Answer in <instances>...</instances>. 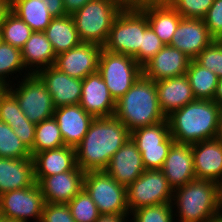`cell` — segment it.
I'll list each match as a JSON object with an SVG mask.
<instances>
[{
    "mask_svg": "<svg viewBox=\"0 0 222 222\" xmlns=\"http://www.w3.org/2000/svg\"><path fill=\"white\" fill-rule=\"evenodd\" d=\"M22 77L21 81L20 78L17 81L19 83H16L17 86H15L14 82V87L11 84L7 89L17 99L25 117L35 125L52 118L55 106L45 83L37 74H30L28 76L23 74Z\"/></svg>",
    "mask_w": 222,
    "mask_h": 222,
    "instance_id": "52a82bcc",
    "label": "cell"
},
{
    "mask_svg": "<svg viewBox=\"0 0 222 222\" xmlns=\"http://www.w3.org/2000/svg\"><path fill=\"white\" fill-rule=\"evenodd\" d=\"M34 31L15 13L9 10L0 24V35L3 42L20 50Z\"/></svg>",
    "mask_w": 222,
    "mask_h": 222,
    "instance_id": "4dcf8cb0",
    "label": "cell"
},
{
    "mask_svg": "<svg viewBox=\"0 0 222 222\" xmlns=\"http://www.w3.org/2000/svg\"><path fill=\"white\" fill-rule=\"evenodd\" d=\"M148 26L146 15L130 1L114 20L103 48L135 59L139 55L143 34Z\"/></svg>",
    "mask_w": 222,
    "mask_h": 222,
    "instance_id": "8992f818",
    "label": "cell"
},
{
    "mask_svg": "<svg viewBox=\"0 0 222 222\" xmlns=\"http://www.w3.org/2000/svg\"><path fill=\"white\" fill-rule=\"evenodd\" d=\"M22 61L30 74H37L46 67L53 66L56 54L45 32L34 31L21 49ZM29 69V70H28Z\"/></svg>",
    "mask_w": 222,
    "mask_h": 222,
    "instance_id": "4316f807",
    "label": "cell"
},
{
    "mask_svg": "<svg viewBox=\"0 0 222 222\" xmlns=\"http://www.w3.org/2000/svg\"><path fill=\"white\" fill-rule=\"evenodd\" d=\"M85 172L79 167L72 171L46 176L35 177L41 193L47 203L67 204L83 188Z\"/></svg>",
    "mask_w": 222,
    "mask_h": 222,
    "instance_id": "5bb4252c",
    "label": "cell"
},
{
    "mask_svg": "<svg viewBox=\"0 0 222 222\" xmlns=\"http://www.w3.org/2000/svg\"><path fill=\"white\" fill-rule=\"evenodd\" d=\"M129 138L131 132L117 117L94 118L75 148L77 166L84 172L105 170Z\"/></svg>",
    "mask_w": 222,
    "mask_h": 222,
    "instance_id": "6da1fadb",
    "label": "cell"
},
{
    "mask_svg": "<svg viewBox=\"0 0 222 222\" xmlns=\"http://www.w3.org/2000/svg\"><path fill=\"white\" fill-rule=\"evenodd\" d=\"M184 18L203 19L215 0H167Z\"/></svg>",
    "mask_w": 222,
    "mask_h": 222,
    "instance_id": "74e56055",
    "label": "cell"
},
{
    "mask_svg": "<svg viewBox=\"0 0 222 222\" xmlns=\"http://www.w3.org/2000/svg\"><path fill=\"white\" fill-rule=\"evenodd\" d=\"M164 46V43L149 25L144 31L142 46L139 49V55L135 58L136 62L143 67Z\"/></svg>",
    "mask_w": 222,
    "mask_h": 222,
    "instance_id": "f35d334b",
    "label": "cell"
},
{
    "mask_svg": "<svg viewBox=\"0 0 222 222\" xmlns=\"http://www.w3.org/2000/svg\"><path fill=\"white\" fill-rule=\"evenodd\" d=\"M10 10L33 31L44 32L54 18L38 0H10Z\"/></svg>",
    "mask_w": 222,
    "mask_h": 222,
    "instance_id": "f1b7e54d",
    "label": "cell"
},
{
    "mask_svg": "<svg viewBox=\"0 0 222 222\" xmlns=\"http://www.w3.org/2000/svg\"><path fill=\"white\" fill-rule=\"evenodd\" d=\"M64 140L54 117L36 124L35 139L31 156L45 150L63 147Z\"/></svg>",
    "mask_w": 222,
    "mask_h": 222,
    "instance_id": "1f68e13d",
    "label": "cell"
},
{
    "mask_svg": "<svg viewBox=\"0 0 222 222\" xmlns=\"http://www.w3.org/2000/svg\"><path fill=\"white\" fill-rule=\"evenodd\" d=\"M10 10V0H0V24L5 14Z\"/></svg>",
    "mask_w": 222,
    "mask_h": 222,
    "instance_id": "681fc988",
    "label": "cell"
},
{
    "mask_svg": "<svg viewBox=\"0 0 222 222\" xmlns=\"http://www.w3.org/2000/svg\"><path fill=\"white\" fill-rule=\"evenodd\" d=\"M7 90V86L0 81V96Z\"/></svg>",
    "mask_w": 222,
    "mask_h": 222,
    "instance_id": "816d5d0a",
    "label": "cell"
},
{
    "mask_svg": "<svg viewBox=\"0 0 222 222\" xmlns=\"http://www.w3.org/2000/svg\"><path fill=\"white\" fill-rule=\"evenodd\" d=\"M83 188L100 214H129L126 186L119 184L105 170L85 172Z\"/></svg>",
    "mask_w": 222,
    "mask_h": 222,
    "instance_id": "9c48e42d",
    "label": "cell"
},
{
    "mask_svg": "<svg viewBox=\"0 0 222 222\" xmlns=\"http://www.w3.org/2000/svg\"><path fill=\"white\" fill-rule=\"evenodd\" d=\"M190 58L171 45H165L143 67V75L154 82L186 74Z\"/></svg>",
    "mask_w": 222,
    "mask_h": 222,
    "instance_id": "d6986e66",
    "label": "cell"
},
{
    "mask_svg": "<svg viewBox=\"0 0 222 222\" xmlns=\"http://www.w3.org/2000/svg\"><path fill=\"white\" fill-rule=\"evenodd\" d=\"M191 146L196 179L222 180V142L214 138Z\"/></svg>",
    "mask_w": 222,
    "mask_h": 222,
    "instance_id": "603a6c76",
    "label": "cell"
},
{
    "mask_svg": "<svg viewBox=\"0 0 222 222\" xmlns=\"http://www.w3.org/2000/svg\"><path fill=\"white\" fill-rule=\"evenodd\" d=\"M214 40L222 39V0H215L203 18Z\"/></svg>",
    "mask_w": 222,
    "mask_h": 222,
    "instance_id": "60d3db41",
    "label": "cell"
},
{
    "mask_svg": "<svg viewBox=\"0 0 222 222\" xmlns=\"http://www.w3.org/2000/svg\"><path fill=\"white\" fill-rule=\"evenodd\" d=\"M102 46L82 42L69 51L56 56L54 66L70 77L85 79L89 74L98 71V60Z\"/></svg>",
    "mask_w": 222,
    "mask_h": 222,
    "instance_id": "4fadbf2b",
    "label": "cell"
},
{
    "mask_svg": "<svg viewBox=\"0 0 222 222\" xmlns=\"http://www.w3.org/2000/svg\"><path fill=\"white\" fill-rule=\"evenodd\" d=\"M216 186H217L218 215L222 216V180L217 181Z\"/></svg>",
    "mask_w": 222,
    "mask_h": 222,
    "instance_id": "c3c4849f",
    "label": "cell"
},
{
    "mask_svg": "<svg viewBox=\"0 0 222 222\" xmlns=\"http://www.w3.org/2000/svg\"><path fill=\"white\" fill-rule=\"evenodd\" d=\"M213 40L203 19L182 17L170 45L194 60Z\"/></svg>",
    "mask_w": 222,
    "mask_h": 222,
    "instance_id": "e0dca14e",
    "label": "cell"
},
{
    "mask_svg": "<svg viewBox=\"0 0 222 222\" xmlns=\"http://www.w3.org/2000/svg\"><path fill=\"white\" fill-rule=\"evenodd\" d=\"M37 75L45 83L48 92L51 94L55 108L80 104L81 79L70 77L54 65L40 70Z\"/></svg>",
    "mask_w": 222,
    "mask_h": 222,
    "instance_id": "ac0fdd59",
    "label": "cell"
},
{
    "mask_svg": "<svg viewBox=\"0 0 222 222\" xmlns=\"http://www.w3.org/2000/svg\"><path fill=\"white\" fill-rule=\"evenodd\" d=\"M128 216L130 214H101L95 222H127Z\"/></svg>",
    "mask_w": 222,
    "mask_h": 222,
    "instance_id": "bcb514c9",
    "label": "cell"
},
{
    "mask_svg": "<svg viewBox=\"0 0 222 222\" xmlns=\"http://www.w3.org/2000/svg\"><path fill=\"white\" fill-rule=\"evenodd\" d=\"M1 222H19V221L2 217Z\"/></svg>",
    "mask_w": 222,
    "mask_h": 222,
    "instance_id": "f5cc1de1",
    "label": "cell"
},
{
    "mask_svg": "<svg viewBox=\"0 0 222 222\" xmlns=\"http://www.w3.org/2000/svg\"><path fill=\"white\" fill-rule=\"evenodd\" d=\"M44 32L56 56L82 43L72 15L53 18Z\"/></svg>",
    "mask_w": 222,
    "mask_h": 222,
    "instance_id": "83f0119b",
    "label": "cell"
},
{
    "mask_svg": "<svg viewBox=\"0 0 222 222\" xmlns=\"http://www.w3.org/2000/svg\"><path fill=\"white\" fill-rule=\"evenodd\" d=\"M114 116L130 132L166 120L159 106L156 83L142 74L133 86L116 101Z\"/></svg>",
    "mask_w": 222,
    "mask_h": 222,
    "instance_id": "3957f363",
    "label": "cell"
},
{
    "mask_svg": "<svg viewBox=\"0 0 222 222\" xmlns=\"http://www.w3.org/2000/svg\"><path fill=\"white\" fill-rule=\"evenodd\" d=\"M32 159L35 177L51 176L78 167L75 148L70 146L38 152L32 156Z\"/></svg>",
    "mask_w": 222,
    "mask_h": 222,
    "instance_id": "484cf974",
    "label": "cell"
},
{
    "mask_svg": "<svg viewBox=\"0 0 222 222\" xmlns=\"http://www.w3.org/2000/svg\"><path fill=\"white\" fill-rule=\"evenodd\" d=\"M214 102L222 109V77L218 79V85L214 95Z\"/></svg>",
    "mask_w": 222,
    "mask_h": 222,
    "instance_id": "7dc6e473",
    "label": "cell"
},
{
    "mask_svg": "<svg viewBox=\"0 0 222 222\" xmlns=\"http://www.w3.org/2000/svg\"><path fill=\"white\" fill-rule=\"evenodd\" d=\"M222 109L214 100L195 99L166 117L170 135L176 143L193 145L214 139Z\"/></svg>",
    "mask_w": 222,
    "mask_h": 222,
    "instance_id": "7a4b0ae2",
    "label": "cell"
},
{
    "mask_svg": "<svg viewBox=\"0 0 222 222\" xmlns=\"http://www.w3.org/2000/svg\"><path fill=\"white\" fill-rule=\"evenodd\" d=\"M45 4L49 13L55 17H63L68 15L65 11L63 0H38Z\"/></svg>",
    "mask_w": 222,
    "mask_h": 222,
    "instance_id": "ee69618b",
    "label": "cell"
},
{
    "mask_svg": "<svg viewBox=\"0 0 222 222\" xmlns=\"http://www.w3.org/2000/svg\"><path fill=\"white\" fill-rule=\"evenodd\" d=\"M160 170L173 191L195 180L192 146L174 142Z\"/></svg>",
    "mask_w": 222,
    "mask_h": 222,
    "instance_id": "ffe728a7",
    "label": "cell"
},
{
    "mask_svg": "<svg viewBox=\"0 0 222 222\" xmlns=\"http://www.w3.org/2000/svg\"><path fill=\"white\" fill-rule=\"evenodd\" d=\"M53 117L57 121L64 145L74 148L83 140L94 119L79 104L57 107Z\"/></svg>",
    "mask_w": 222,
    "mask_h": 222,
    "instance_id": "7402d4cb",
    "label": "cell"
},
{
    "mask_svg": "<svg viewBox=\"0 0 222 222\" xmlns=\"http://www.w3.org/2000/svg\"><path fill=\"white\" fill-rule=\"evenodd\" d=\"M7 124L30 151L34 145L36 125L30 122L27 118L9 120Z\"/></svg>",
    "mask_w": 222,
    "mask_h": 222,
    "instance_id": "b9f144b4",
    "label": "cell"
},
{
    "mask_svg": "<svg viewBox=\"0 0 222 222\" xmlns=\"http://www.w3.org/2000/svg\"><path fill=\"white\" fill-rule=\"evenodd\" d=\"M131 0H91L72 14L82 42L104 46L121 10Z\"/></svg>",
    "mask_w": 222,
    "mask_h": 222,
    "instance_id": "5b68a950",
    "label": "cell"
},
{
    "mask_svg": "<svg viewBox=\"0 0 222 222\" xmlns=\"http://www.w3.org/2000/svg\"><path fill=\"white\" fill-rule=\"evenodd\" d=\"M79 105L94 118L114 116L116 102L98 71L82 80Z\"/></svg>",
    "mask_w": 222,
    "mask_h": 222,
    "instance_id": "2e32d148",
    "label": "cell"
},
{
    "mask_svg": "<svg viewBox=\"0 0 222 222\" xmlns=\"http://www.w3.org/2000/svg\"><path fill=\"white\" fill-rule=\"evenodd\" d=\"M131 139L141 153L145 170H160L170 147L175 142L170 135L167 119L155 125L133 130Z\"/></svg>",
    "mask_w": 222,
    "mask_h": 222,
    "instance_id": "8fae6325",
    "label": "cell"
},
{
    "mask_svg": "<svg viewBox=\"0 0 222 222\" xmlns=\"http://www.w3.org/2000/svg\"><path fill=\"white\" fill-rule=\"evenodd\" d=\"M129 214L151 205L172 203L173 189L161 170H145L126 187Z\"/></svg>",
    "mask_w": 222,
    "mask_h": 222,
    "instance_id": "30bf717a",
    "label": "cell"
},
{
    "mask_svg": "<svg viewBox=\"0 0 222 222\" xmlns=\"http://www.w3.org/2000/svg\"><path fill=\"white\" fill-rule=\"evenodd\" d=\"M36 183L32 158L0 157V195Z\"/></svg>",
    "mask_w": 222,
    "mask_h": 222,
    "instance_id": "d4e9b609",
    "label": "cell"
},
{
    "mask_svg": "<svg viewBox=\"0 0 222 222\" xmlns=\"http://www.w3.org/2000/svg\"><path fill=\"white\" fill-rule=\"evenodd\" d=\"M67 205L75 222H95L101 215L84 188Z\"/></svg>",
    "mask_w": 222,
    "mask_h": 222,
    "instance_id": "e575fe53",
    "label": "cell"
},
{
    "mask_svg": "<svg viewBox=\"0 0 222 222\" xmlns=\"http://www.w3.org/2000/svg\"><path fill=\"white\" fill-rule=\"evenodd\" d=\"M25 70V72L23 71ZM24 72L25 76L30 75L29 72L26 73V68L22 61V54L19 48L13 47L9 43L0 41V81L4 83L7 87L13 84L10 81L9 75L12 76L14 73ZM9 81H8V78ZM7 78V79H6Z\"/></svg>",
    "mask_w": 222,
    "mask_h": 222,
    "instance_id": "d6a6232c",
    "label": "cell"
},
{
    "mask_svg": "<svg viewBox=\"0 0 222 222\" xmlns=\"http://www.w3.org/2000/svg\"><path fill=\"white\" fill-rule=\"evenodd\" d=\"M216 138L222 142V113H221V117H220V122H219V127H218V133Z\"/></svg>",
    "mask_w": 222,
    "mask_h": 222,
    "instance_id": "f907efd6",
    "label": "cell"
},
{
    "mask_svg": "<svg viewBox=\"0 0 222 222\" xmlns=\"http://www.w3.org/2000/svg\"><path fill=\"white\" fill-rule=\"evenodd\" d=\"M172 203L142 207L130 214L133 222H175Z\"/></svg>",
    "mask_w": 222,
    "mask_h": 222,
    "instance_id": "d590c367",
    "label": "cell"
},
{
    "mask_svg": "<svg viewBox=\"0 0 222 222\" xmlns=\"http://www.w3.org/2000/svg\"><path fill=\"white\" fill-rule=\"evenodd\" d=\"M147 17L150 27L164 45H170L182 16L167 0H131Z\"/></svg>",
    "mask_w": 222,
    "mask_h": 222,
    "instance_id": "9a60e30c",
    "label": "cell"
},
{
    "mask_svg": "<svg viewBox=\"0 0 222 222\" xmlns=\"http://www.w3.org/2000/svg\"><path fill=\"white\" fill-rule=\"evenodd\" d=\"M186 75L196 99L214 100L219 77L195 60H190Z\"/></svg>",
    "mask_w": 222,
    "mask_h": 222,
    "instance_id": "f546056e",
    "label": "cell"
},
{
    "mask_svg": "<svg viewBox=\"0 0 222 222\" xmlns=\"http://www.w3.org/2000/svg\"><path fill=\"white\" fill-rule=\"evenodd\" d=\"M155 83L159 106L165 117L196 99L186 74Z\"/></svg>",
    "mask_w": 222,
    "mask_h": 222,
    "instance_id": "cb8c5ba5",
    "label": "cell"
},
{
    "mask_svg": "<svg viewBox=\"0 0 222 222\" xmlns=\"http://www.w3.org/2000/svg\"><path fill=\"white\" fill-rule=\"evenodd\" d=\"M172 207L179 222H212L218 216L216 182L195 179L175 189Z\"/></svg>",
    "mask_w": 222,
    "mask_h": 222,
    "instance_id": "277c9868",
    "label": "cell"
},
{
    "mask_svg": "<svg viewBox=\"0 0 222 222\" xmlns=\"http://www.w3.org/2000/svg\"><path fill=\"white\" fill-rule=\"evenodd\" d=\"M88 1L91 0H63L65 11L68 15H72L81 9Z\"/></svg>",
    "mask_w": 222,
    "mask_h": 222,
    "instance_id": "f6af8a7d",
    "label": "cell"
},
{
    "mask_svg": "<svg viewBox=\"0 0 222 222\" xmlns=\"http://www.w3.org/2000/svg\"><path fill=\"white\" fill-rule=\"evenodd\" d=\"M194 60L218 77H222V42L213 40Z\"/></svg>",
    "mask_w": 222,
    "mask_h": 222,
    "instance_id": "8d00e7d4",
    "label": "cell"
},
{
    "mask_svg": "<svg viewBox=\"0 0 222 222\" xmlns=\"http://www.w3.org/2000/svg\"><path fill=\"white\" fill-rule=\"evenodd\" d=\"M26 118L15 96L7 89L0 96V120L7 123L9 120Z\"/></svg>",
    "mask_w": 222,
    "mask_h": 222,
    "instance_id": "ab89813d",
    "label": "cell"
},
{
    "mask_svg": "<svg viewBox=\"0 0 222 222\" xmlns=\"http://www.w3.org/2000/svg\"><path fill=\"white\" fill-rule=\"evenodd\" d=\"M40 222H75V220L67 204L45 202Z\"/></svg>",
    "mask_w": 222,
    "mask_h": 222,
    "instance_id": "7bdbcfd3",
    "label": "cell"
},
{
    "mask_svg": "<svg viewBox=\"0 0 222 222\" xmlns=\"http://www.w3.org/2000/svg\"><path fill=\"white\" fill-rule=\"evenodd\" d=\"M98 72L106 83L111 97L118 101L143 74L136 60L125 54L109 52L102 48Z\"/></svg>",
    "mask_w": 222,
    "mask_h": 222,
    "instance_id": "ba28073f",
    "label": "cell"
},
{
    "mask_svg": "<svg viewBox=\"0 0 222 222\" xmlns=\"http://www.w3.org/2000/svg\"><path fill=\"white\" fill-rule=\"evenodd\" d=\"M212 222H222V216H217Z\"/></svg>",
    "mask_w": 222,
    "mask_h": 222,
    "instance_id": "db71d44e",
    "label": "cell"
},
{
    "mask_svg": "<svg viewBox=\"0 0 222 222\" xmlns=\"http://www.w3.org/2000/svg\"><path fill=\"white\" fill-rule=\"evenodd\" d=\"M45 205L41 189L34 185L8 191L0 195V213L3 217L19 222H40Z\"/></svg>",
    "mask_w": 222,
    "mask_h": 222,
    "instance_id": "7c38bea8",
    "label": "cell"
},
{
    "mask_svg": "<svg viewBox=\"0 0 222 222\" xmlns=\"http://www.w3.org/2000/svg\"><path fill=\"white\" fill-rule=\"evenodd\" d=\"M0 157L21 159L32 158L30 151L21 142L12 128L0 120Z\"/></svg>",
    "mask_w": 222,
    "mask_h": 222,
    "instance_id": "836d02e7",
    "label": "cell"
},
{
    "mask_svg": "<svg viewBox=\"0 0 222 222\" xmlns=\"http://www.w3.org/2000/svg\"><path fill=\"white\" fill-rule=\"evenodd\" d=\"M105 171L126 187L145 171L141 153L131 138L113 155Z\"/></svg>",
    "mask_w": 222,
    "mask_h": 222,
    "instance_id": "44dd1931",
    "label": "cell"
}]
</instances>
